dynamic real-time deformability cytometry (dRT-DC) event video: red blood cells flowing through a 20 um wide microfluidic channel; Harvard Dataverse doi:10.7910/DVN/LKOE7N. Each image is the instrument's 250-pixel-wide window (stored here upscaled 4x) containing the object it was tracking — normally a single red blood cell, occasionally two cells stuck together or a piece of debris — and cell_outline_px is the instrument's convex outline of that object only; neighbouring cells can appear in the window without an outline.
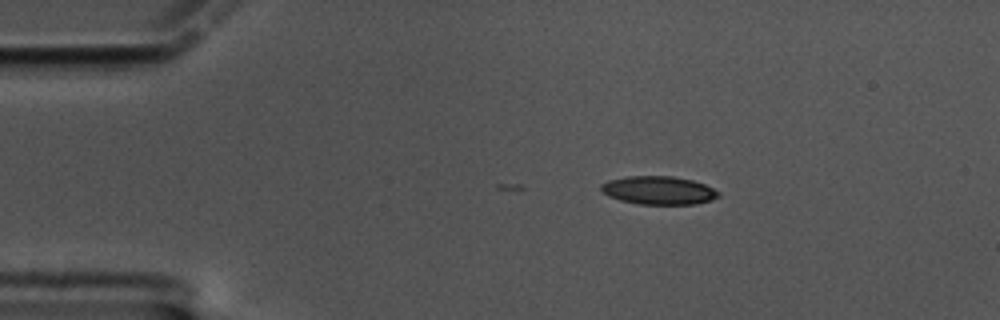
{"species": "common noctule bat (a hibernating species)", "species_latin": "Nyctalus noctula", "temperature_condition": "cold", "stored_images_in_passage": 3, "camera_frame_rate_fps": 3000, "um_per_image_px": 0.085, "animal": {"sex": "male", "body_mass_g": 17.5, "forearm_length_mm": 52.3}, "frame": {"image": 1, "passage_image": 1, "time_ms": 0.0, "image_size_px": [1000, 320], "cell_outline_px": [[720, 196], [712, 200], [696, 204], [640, 204], [620, 200], [608, 196], [600, 188], [600, 184], [608, 180], [628, 176], [672, 176], [692, 180], [704, 184], [720, 192]], "centroid_in_image_um": [55.99, 16.18], "position_along_channel_um": 29.0, "area_um2": 19.36}}